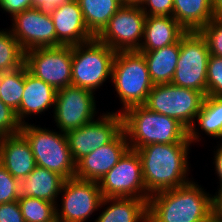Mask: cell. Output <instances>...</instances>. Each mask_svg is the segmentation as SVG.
I'll return each mask as SVG.
<instances>
[{
  "mask_svg": "<svg viewBox=\"0 0 222 222\" xmlns=\"http://www.w3.org/2000/svg\"><path fill=\"white\" fill-rule=\"evenodd\" d=\"M190 144L154 143L136 150L141 160L143 182L150 196L190 182L186 178Z\"/></svg>",
  "mask_w": 222,
  "mask_h": 222,
  "instance_id": "obj_1",
  "label": "cell"
},
{
  "mask_svg": "<svg viewBox=\"0 0 222 222\" xmlns=\"http://www.w3.org/2000/svg\"><path fill=\"white\" fill-rule=\"evenodd\" d=\"M196 182L151 195L148 199L150 222H208L214 216V196Z\"/></svg>",
  "mask_w": 222,
  "mask_h": 222,
  "instance_id": "obj_2",
  "label": "cell"
},
{
  "mask_svg": "<svg viewBox=\"0 0 222 222\" xmlns=\"http://www.w3.org/2000/svg\"><path fill=\"white\" fill-rule=\"evenodd\" d=\"M121 114L130 149L137 150L154 143H191L188 130L181 123L144 105L130 107Z\"/></svg>",
  "mask_w": 222,
  "mask_h": 222,
  "instance_id": "obj_3",
  "label": "cell"
},
{
  "mask_svg": "<svg viewBox=\"0 0 222 222\" xmlns=\"http://www.w3.org/2000/svg\"><path fill=\"white\" fill-rule=\"evenodd\" d=\"M205 96L196 90L172 83L157 84L151 89L144 106L151 111L176 119L188 130V140L199 141L195 125Z\"/></svg>",
  "mask_w": 222,
  "mask_h": 222,
  "instance_id": "obj_4",
  "label": "cell"
},
{
  "mask_svg": "<svg viewBox=\"0 0 222 222\" xmlns=\"http://www.w3.org/2000/svg\"><path fill=\"white\" fill-rule=\"evenodd\" d=\"M111 80L123 104L120 113L130 107L144 105L154 86L146 60L139 51L116 52Z\"/></svg>",
  "mask_w": 222,
  "mask_h": 222,
  "instance_id": "obj_5",
  "label": "cell"
},
{
  "mask_svg": "<svg viewBox=\"0 0 222 222\" xmlns=\"http://www.w3.org/2000/svg\"><path fill=\"white\" fill-rule=\"evenodd\" d=\"M20 132L28 140L37 166L54 171L66 180L76 172L66 133L53 132L31 124L21 125Z\"/></svg>",
  "mask_w": 222,
  "mask_h": 222,
  "instance_id": "obj_6",
  "label": "cell"
},
{
  "mask_svg": "<svg viewBox=\"0 0 222 222\" xmlns=\"http://www.w3.org/2000/svg\"><path fill=\"white\" fill-rule=\"evenodd\" d=\"M115 54L96 37L72 46V85L94 92L111 78Z\"/></svg>",
  "mask_w": 222,
  "mask_h": 222,
  "instance_id": "obj_7",
  "label": "cell"
},
{
  "mask_svg": "<svg viewBox=\"0 0 222 222\" xmlns=\"http://www.w3.org/2000/svg\"><path fill=\"white\" fill-rule=\"evenodd\" d=\"M210 52L199 31L186 32L180 38L177 67L171 83L207 95V67Z\"/></svg>",
  "mask_w": 222,
  "mask_h": 222,
  "instance_id": "obj_8",
  "label": "cell"
},
{
  "mask_svg": "<svg viewBox=\"0 0 222 222\" xmlns=\"http://www.w3.org/2000/svg\"><path fill=\"white\" fill-rule=\"evenodd\" d=\"M24 64L31 74L56 90L72 85V46L29 50Z\"/></svg>",
  "mask_w": 222,
  "mask_h": 222,
  "instance_id": "obj_9",
  "label": "cell"
},
{
  "mask_svg": "<svg viewBox=\"0 0 222 222\" xmlns=\"http://www.w3.org/2000/svg\"><path fill=\"white\" fill-rule=\"evenodd\" d=\"M98 184L103 198L150 197L143 182L140 157L130 148Z\"/></svg>",
  "mask_w": 222,
  "mask_h": 222,
  "instance_id": "obj_10",
  "label": "cell"
},
{
  "mask_svg": "<svg viewBox=\"0 0 222 222\" xmlns=\"http://www.w3.org/2000/svg\"><path fill=\"white\" fill-rule=\"evenodd\" d=\"M146 14L140 6H123L96 37L115 52L138 51L143 39Z\"/></svg>",
  "mask_w": 222,
  "mask_h": 222,
  "instance_id": "obj_11",
  "label": "cell"
},
{
  "mask_svg": "<svg viewBox=\"0 0 222 222\" xmlns=\"http://www.w3.org/2000/svg\"><path fill=\"white\" fill-rule=\"evenodd\" d=\"M94 92L66 86L57 90L54 119L61 132H68L92 122L96 112Z\"/></svg>",
  "mask_w": 222,
  "mask_h": 222,
  "instance_id": "obj_12",
  "label": "cell"
},
{
  "mask_svg": "<svg viewBox=\"0 0 222 222\" xmlns=\"http://www.w3.org/2000/svg\"><path fill=\"white\" fill-rule=\"evenodd\" d=\"M62 192L64 193L61 210L56 206L58 222H85L94 211L99 209L103 199L98 182L76 177L65 180Z\"/></svg>",
  "mask_w": 222,
  "mask_h": 222,
  "instance_id": "obj_13",
  "label": "cell"
},
{
  "mask_svg": "<svg viewBox=\"0 0 222 222\" xmlns=\"http://www.w3.org/2000/svg\"><path fill=\"white\" fill-rule=\"evenodd\" d=\"M122 130V114L108 112L97 120L66 132L74 162L77 163L96 148L111 142Z\"/></svg>",
  "mask_w": 222,
  "mask_h": 222,
  "instance_id": "obj_14",
  "label": "cell"
},
{
  "mask_svg": "<svg viewBox=\"0 0 222 222\" xmlns=\"http://www.w3.org/2000/svg\"><path fill=\"white\" fill-rule=\"evenodd\" d=\"M10 30L24 52L35 48L57 47L52 17L48 10L31 8L12 18Z\"/></svg>",
  "mask_w": 222,
  "mask_h": 222,
  "instance_id": "obj_15",
  "label": "cell"
},
{
  "mask_svg": "<svg viewBox=\"0 0 222 222\" xmlns=\"http://www.w3.org/2000/svg\"><path fill=\"white\" fill-rule=\"evenodd\" d=\"M125 132L122 130L111 142L96 148L76 163L78 179L99 182L129 149Z\"/></svg>",
  "mask_w": 222,
  "mask_h": 222,
  "instance_id": "obj_16",
  "label": "cell"
},
{
  "mask_svg": "<svg viewBox=\"0 0 222 222\" xmlns=\"http://www.w3.org/2000/svg\"><path fill=\"white\" fill-rule=\"evenodd\" d=\"M52 17L58 46H74L95 37L85 25L77 0L62 3L49 10Z\"/></svg>",
  "mask_w": 222,
  "mask_h": 222,
  "instance_id": "obj_17",
  "label": "cell"
},
{
  "mask_svg": "<svg viewBox=\"0 0 222 222\" xmlns=\"http://www.w3.org/2000/svg\"><path fill=\"white\" fill-rule=\"evenodd\" d=\"M0 164L18 180L34 170L36 163L31 146L21 132L0 137Z\"/></svg>",
  "mask_w": 222,
  "mask_h": 222,
  "instance_id": "obj_18",
  "label": "cell"
},
{
  "mask_svg": "<svg viewBox=\"0 0 222 222\" xmlns=\"http://www.w3.org/2000/svg\"><path fill=\"white\" fill-rule=\"evenodd\" d=\"M57 90L31 74L25 65V84L22 100L16 117L21 125L26 124L27 115L41 114L55 106ZM26 116V117H25Z\"/></svg>",
  "mask_w": 222,
  "mask_h": 222,
  "instance_id": "obj_19",
  "label": "cell"
},
{
  "mask_svg": "<svg viewBox=\"0 0 222 222\" xmlns=\"http://www.w3.org/2000/svg\"><path fill=\"white\" fill-rule=\"evenodd\" d=\"M187 31L172 16H148L138 51H154L177 43Z\"/></svg>",
  "mask_w": 222,
  "mask_h": 222,
  "instance_id": "obj_20",
  "label": "cell"
},
{
  "mask_svg": "<svg viewBox=\"0 0 222 222\" xmlns=\"http://www.w3.org/2000/svg\"><path fill=\"white\" fill-rule=\"evenodd\" d=\"M65 178L54 171L35 166L34 170L18 182V197H34L56 204Z\"/></svg>",
  "mask_w": 222,
  "mask_h": 222,
  "instance_id": "obj_21",
  "label": "cell"
},
{
  "mask_svg": "<svg viewBox=\"0 0 222 222\" xmlns=\"http://www.w3.org/2000/svg\"><path fill=\"white\" fill-rule=\"evenodd\" d=\"M109 204L95 222H147L148 199L135 197L103 198L100 204Z\"/></svg>",
  "mask_w": 222,
  "mask_h": 222,
  "instance_id": "obj_22",
  "label": "cell"
},
{
  "mask_svg": "<svg viewBox=\"0 0 222 222\" xmlns=\"http://www.w3.org/2000/svg\"><path fill=\"white\" fill-rule=\"evenodd\" d=\"M172 17L187 31H200L214 17L212 0H173Z\"/></svg>",
  "mask_w": 222,
  "mask_h": 222,
  "instance_id": "obj_23",
  "label": "cell"
},
{
  "mask_svg": "<svg viewBox=\"0 0 222 222\" xmlns=\"http://www.w3.org/2000/svg\"><path fill=\"white\" fill-rule=\"evenodd\" d=\"M143 54L154 85L171 83L177 67L180 40L154 51H139Z\"/></svg>",
  "mask_w": 222,
  "mask_h": 222,
  "instance_id": "obj_24",
  "label": "cell"
},
{
  "mask_svg": "<svg viewBox=\"0 0 222 222\" xmlns=\"http://www.w3.org/2000/svg\"><path fill=\"white\" fill-rule=\"evenodd\" d=\"M86 27L97 37L122 7L120 0H77Z\"/></svg>",
  "mask_w": 222,
  "mask_h": 222,
  "instance_id": "obj_25",
  "label": "cell"
},
{
  "mask_svg": "<svg viewBox=\"0 0 222 222\" xmlns=\"http://www.w3.org/2000/svg\"><path fill=\"white\" fill-rule=\"evenodd\" d=\"M196 118L208 136L222 139V98L206 95Z\"/></svg>",
  "mask_w": 222,
  "mask_h": 222,
  "instance_id": "obj_26",
  "label": "cell"
},
{
  "mask_svg": "<svg viewBox=\"0 0 222 222\" xmlns=\"http://www.w3.org/2000/svg\"><path fill=\"white\" fill-rule=\"evenodd\" d=\"M25 84V64L18 69L1 72L0 100L18 111Z\"/></svg>",
  "mask_w": 222,
  "mask_h": 222,
  "instance_id": "obj_27",
  "label": "cell"
},
{
  "mask_svg": "<svg viewBox=\"0 0 222 222\" xmlns=\"http://www.w3.org/2000/svg\"><path fill=\"white\" fill-rule=\"evenodd\" d=\"M25 52L10 29L0 30V72L13 71L24 65Z\"/></svg>",
  "mask_w": 222,
  "mask_h": 222,
  "instance_id": "obj_28",
  "label": "cell"
},
{
  "mask_svg": "<svg viewBox=\"0 0 222 222\" xmlns=\"http://www.w3.org/2000/svg\"><path fill=\"white\" fill-rule=\"evenodd\" d=\"M18 204L25 222H58L55 203L34 197H21Z\"/></svg>",
  "mask_w": 222,
  "mask_h": 222,
  "instance_id": "obj_29",
  "label": "cell"
},
{
  "mask_svg": "<svg viewBox=\"0 0 222 222\" xmlns=\"http://www.w3.org/2000/svg\"><path fill=\"white\" fill-rule=\"evenodd\" d=\"M199 32L206 39L210 55L222 57V17L215 16Z\"/></svg>",
  "mask_w": 222,
  "mask_h": 222,
  "instance_id": "obj_30",
  "label": "cell"
},
{
  "mask_svg": "<svg viewBox=\"0 0 222 222\" xmlns=\"http://www.w3.org/2000/svg\"><path fill=\"white\" fill-rule=\"evenodd\" d=\"M207 95L222 98V57L210 55L207 67Z\"/></svg>",
  "mask_w": 222,
  "mask_h": 222,
  "instance_id": "obj_31",
  "label": "cell"
},
{
  "mask_svg": "<svg viewBox=\"0 0 222 222\" xmlns=\"http://www.w3.org/2000/svg\"><path fill=\"white\" fill-rule=\"evenodd\" d=\"M18 182L1 164H0V204L18 201Z\"/></svg>",
  "mask_w": 222,
  "mask_h": 222,
  "instance_id": "obj_32",
  "label": "cell"
},
{
  "mask_svg": "<svg viewBox=\"0 0 222 222\" xmlns=\"http://www.w3.org/2000/svg\"><path fill=\"white\" fill-rule=\"evenodd\" d=\"M16 112L0 100V137L20 133Z\"/></svg>",
  "mask_w": 222,
  "mask_h": 222,
  "instance_id": "obj_33",
  "label": "cell"
},
{
  "mask_svg": "<svg viewBox=\"0 0 222 222\" xmlns=\"http://www.w3.org/2000/svg\"><path fill=\"white\" fill-rule=\"evenodd\" d=\"M140 7L148 16H172L173 14V0H144Z\"/></svg>",
  "mask_w": 222,
  "mask_h": 222,
  "instance_id": "obj_34",
  "label": "cell"
},
{
  "mask_svg": "<svg viewBox=\"0 0 222 222\" xmlns=\"http://www.w3.org/2000/svg\"><path fill=\"white\" fill-rule=\"evenodd\" d=\"M0 222H25L18 201L0 204Z\"/></svg>",
  "mask_w": 222,
  "mask_h": 222,
  "instance_id": "obj_35",
  "label": "cell"
},
{
  "mask_svg": "<svg viewBox=\"0 0 222 222\" xmlns=\"http://www.w3.org/2000/svg\"><path fill=\"white\" fill-rule=\"evenodd\" d=\"M0 8L12 15V18L24 10L34 8L33 0H0Z\"/></svg>",
  "mask_w": 222,
  "mask_h": 222,
  "instance_id": "obj_36",
  "label": "cell"
},
{
  "mask_svg": "<svg viewBox=\"0 0 222 222\" xmlns=\"http://www.w3.org/2000/svg\"><path fill=\"white\" fill-rule=\"evenodd\" d=\"M215 154V158H214V163H215V171L216 174H218L217 176L219 177V181H220V188L218 189V194L222 193V143L219 146L218 144V148L216 150Z\"/></svg>",
  "mask_w": 222,
  "mask_h": 222,
  "instance_id": "obj_37",
  "label": "cell"
},
{
  "mask_svg": "<svg viewBox=\"0 0 222 222\" xmlns=\"http://www.w3.org/2000/svg\"><path fill=\"white\" fill-rule=\"evenodd\" d=\"M71 0H33V5L35 8H40L43 10H51L56 6L61 5L62 3L68 2Z\"/></svg>",
  "mask_w": 222,
  "mask_h": 222,
  "instance_id": "obj_38",
  "label": "cell"
},
{
  "mask_svg": "<svg viewBox=\"0 0 222 222\" xmlns=\"http://www.w3.org/2000/svg\"><path fill=\"white\" fill-rule=\"evenodd\" d=\"M214 215L222 221V193L214 195Z\"/></svg>",
  "mask_w": 222,
  "mask_h": 222,
  "instance_id": "obj_39",
  "label": "cell"
},
{
  "mask_svg": "<svg viewBox=\"0 0 222 222\" xmlns=\"http://www.w3.org/2000/svg\"><path fill=\"white\" fill-rule=\"evenodd\" d=\"M215 16L222 17V0H212Z\"/></svg>",
  "mask_w": 222,
  "mask_h": 222,
  "instance_id": "obj_40",
  "label": "cell"
},
{
  "mask_svg": "<svg viewBox=\"0 0 222 222\" xmlns=\"http://www.w3.org/2000/svg\"><path fill=\"white\" fill-rule=\"evenodd\" d=\"M144 0H120L123 6H141Z\"/></svg>",
  "mask_w": 222,
  "mask_h": 222,
  "instance_id": "obj_41",
  "label": "cell"
},
{
  "mask_svg": "<svg viewBox=\"0 0 222 222\" xmlns=\"http://www.w3.org/2000/svg\"><path fill=\"white\" fill-rule=\"evenodd\" d=\"M208 222H222V221L214 215Z\"/></svg>",
  "mask_w": 222,
  "mask_h": 222,
  "instance_id": "obj_42",
  "label": "cell"
}]
</instances>
